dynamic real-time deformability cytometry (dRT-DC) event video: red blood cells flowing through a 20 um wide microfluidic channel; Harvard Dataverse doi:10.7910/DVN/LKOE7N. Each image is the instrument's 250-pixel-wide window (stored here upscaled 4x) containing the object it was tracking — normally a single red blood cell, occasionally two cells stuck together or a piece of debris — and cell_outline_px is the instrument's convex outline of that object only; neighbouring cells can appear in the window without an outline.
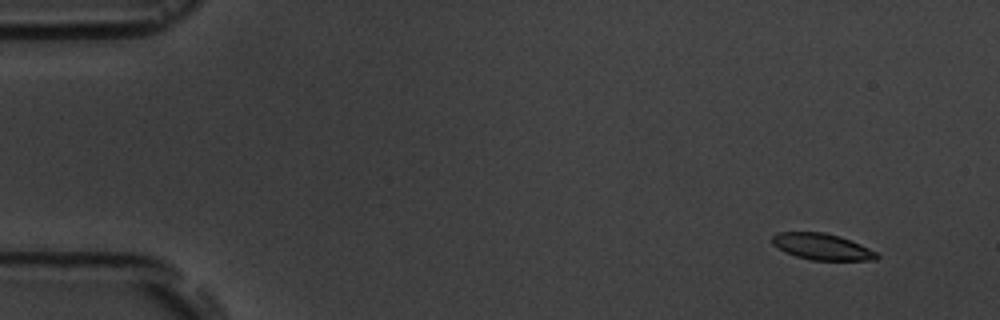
{"species": "common noctule bat (a hibernating species)", "species_latin": "Nyctalus noctula", "temperature_condition": "room temperature", "stored_images_in_passage": 10, "camera_frame_rate_fps": 3000, "um_per_image_px": 0.085, "animal": {"sex": "male", "body_mass_g": 19.5, "forearm_length_mm": 54.6}, "frame": {"image": 1, "passage_image": 1, "time_ms": 0.0, "image_size_px": [1000, 320], "cell_outline_px": [[880, 256], [876, 260], [812, 260], [796, 256], [772, 244], [772, 236], [776, 232], [824, 232], [840, 236], [860, 244], [876, 252]], "centroid_in_image_um": [69.88, 20.96], "position_along_channel_um": 15.1, "area_um2": 15.9}}
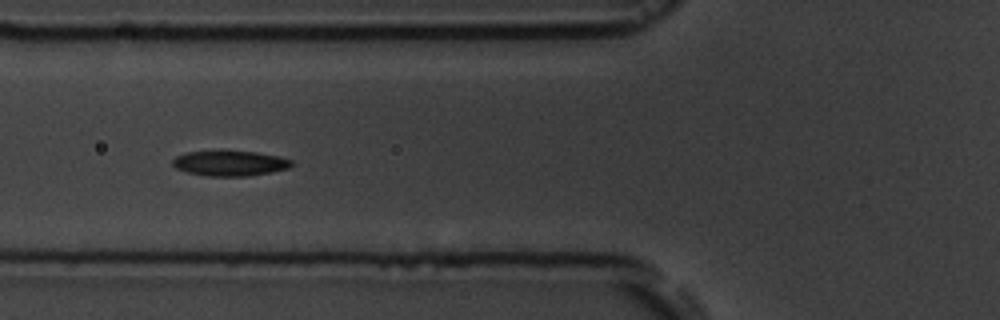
{"frame": {"image": 2, "passage_image": 6, "time_ms": 5.667, "image_size_px": [1000, 320], "cell_outline_px": [[292, 164], [288, 168], [272, 172], [248, 176], [208, 176], [188, 172], [176, 168], [172, 164], [172, 160], [176, 156], [184, 152], [256, 152], [280, 156], [292, 160]], "centroid_in_image_um": [19.55, 13.89], "position_along_channel_um": 106.2, "area_um2": 17.22}}
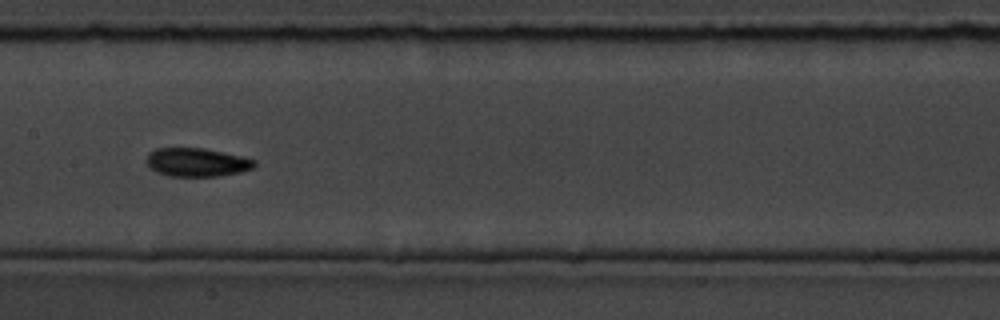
{"frame": {"image": 3, "passage_image": 8, "time_ms": 8.0, "image_size_px": [1000, 320], "cell_outline_px": [[256, 164], [252, 168], [240, 172], [220, 176], [168, 176], [156, 172], [144, 160], [148, 152], [156, 148], [204, 148], [240, 156], [256, 160]], "centroid_in_image_um": [16.69, 13.79], "position_along_channel_um": 190.7, "area_um2": 17.98}}